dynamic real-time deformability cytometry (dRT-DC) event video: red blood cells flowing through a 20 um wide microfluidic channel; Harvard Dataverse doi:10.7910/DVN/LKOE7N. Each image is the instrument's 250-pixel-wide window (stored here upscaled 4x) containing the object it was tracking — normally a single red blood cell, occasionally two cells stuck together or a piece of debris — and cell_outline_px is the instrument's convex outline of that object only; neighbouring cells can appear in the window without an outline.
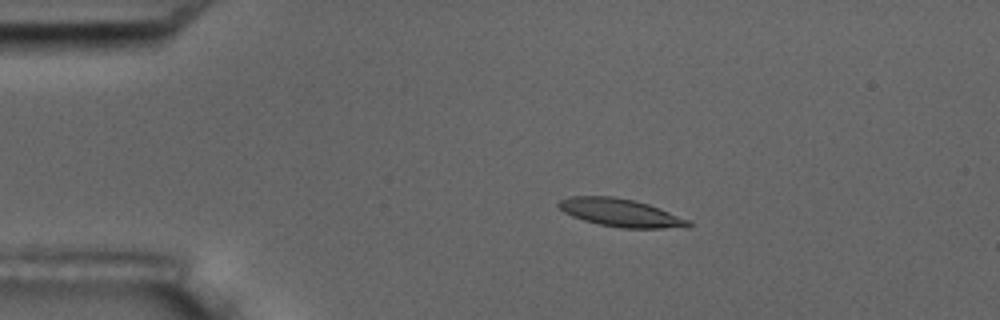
{"species": "common noctule bat (a hibernating species)", "species_latin": "Nyctalus noctula", "temperature_condition": "room temperature", "stored_images_in_passage": 5, "camera_frame_rate_fps": 3000, "um_per_image_px": 0.085, "animal": {"sex": "male", "body_mass_g": 17.5, "forearm_length_mm": 52.3}, "frame": {"image": 1, "passage_image": 3, "time_ms": 3.333, "image_size_px": [1000, 320], "cell_outline_px": [[692, 224], [688, 228], [620, 228], [600, 224], [584, 220], [572, 216], [564, 212], [556, 204], [560, 200], [568, 196], [612, 196], [632, 200], [648, 204], [660, 208], [688, 220]], "centroid_in_image_um": [52.74, 18.08], "position_along_channel_um": 32.3, "area_um2": 21.04}}
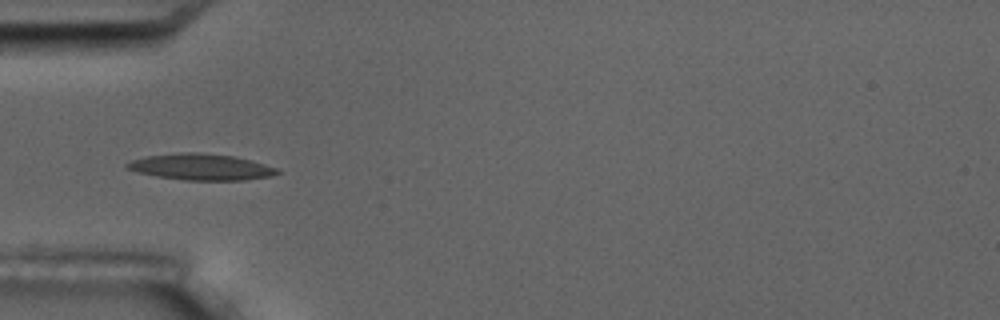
{"frame": {"image": 2, "passage_image": 5, "time_ms": 5.667, "image_size_px": [1000, 320], "cell_outline_px": [[280, 172], [272, 176], [244, 180], [184, 180], [156, 176], [136, 172], [124, 168], [124, 164], [132, 160], [148, 156], [180, 152], [196, 152], [232, 156], [252, 160], [276, 168]], "centroid_in_image_um": [17.05, 14.19], "position_along_channel_um": 68.0, "area_um2": 22.95}}